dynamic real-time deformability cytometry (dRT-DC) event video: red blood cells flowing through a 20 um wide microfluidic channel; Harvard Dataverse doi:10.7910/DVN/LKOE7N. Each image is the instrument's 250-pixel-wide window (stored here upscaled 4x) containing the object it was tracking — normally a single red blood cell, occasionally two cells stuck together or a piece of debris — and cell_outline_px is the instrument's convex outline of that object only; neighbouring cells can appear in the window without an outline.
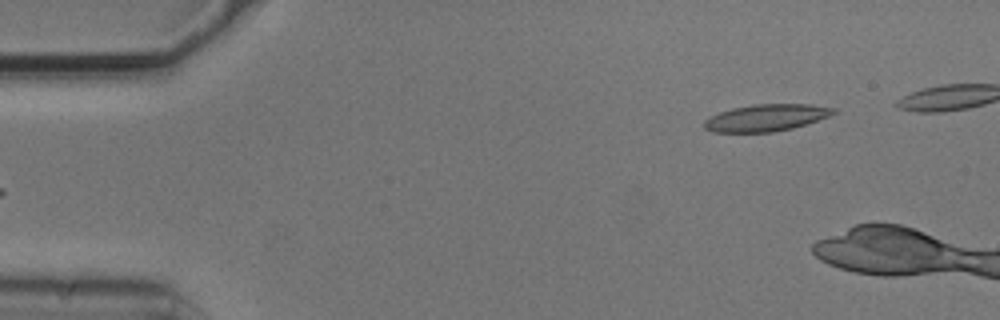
{"species": "common noctule bat (a hibernating species)", "species_latin": "Nyctalus noctula", "temperature_condition": "cold", "stored_images_in_passage": 5, "camera_frame_rate_fps": 3000, "um_per_image_px": 0.085, "animal": {"sex": "male", "body_mass_g": 20.5, "forearm_length_mm": 52.5}, "frame": {"image": 1, "passage_image": 5, "time_ms": 1.333, "image_size_px": [1000, 320], "cell_outline_px": [[836, 112], [828, 116], [808, 124], [792, 128], [772, 132], [712, 132], [704, 128], [704, 120], [720, 112], [732, 108], [752, 104], [812, 104], [836, 108]], "centroid_in_image_um": [65.14, 10.0], "position_along_channel_um": 19.9, "area_um2": 20.29}}